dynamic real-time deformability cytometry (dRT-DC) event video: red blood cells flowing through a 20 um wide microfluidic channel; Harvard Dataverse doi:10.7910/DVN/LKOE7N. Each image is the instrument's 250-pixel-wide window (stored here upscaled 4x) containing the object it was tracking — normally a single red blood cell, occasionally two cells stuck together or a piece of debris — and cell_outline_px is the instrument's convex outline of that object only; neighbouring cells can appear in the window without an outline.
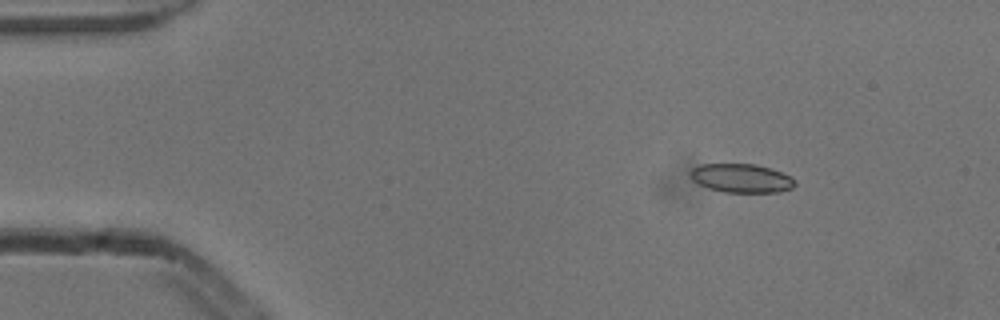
{"species": "common noctule bat (a hibernating species)", "species_latin": "Nyctalus noctula", "temperature_condition": "cold", "stored_images_in_passage": 4, "camera_frame_rate_fps": 3000, "um_per_image_px": 0.085, "animal": {"sex": "male", "body_mass_g": 13.3}, "frame": {"image": 1, "passage_image": 1, "time_ms": 0.0, "image_size_px": [1000, 320], "cell_outline_px": [[796, 184], [792, 188], [780, 192], [724, 192], [708, 188], [692, 180], [692, 168], [700, 164], [756, 164], [772, 168], [788, 176]], "centroid_in_image_um": [63.01, 15.14], "position_along_channel_um": 22.0, "area_um2": 17.34}}